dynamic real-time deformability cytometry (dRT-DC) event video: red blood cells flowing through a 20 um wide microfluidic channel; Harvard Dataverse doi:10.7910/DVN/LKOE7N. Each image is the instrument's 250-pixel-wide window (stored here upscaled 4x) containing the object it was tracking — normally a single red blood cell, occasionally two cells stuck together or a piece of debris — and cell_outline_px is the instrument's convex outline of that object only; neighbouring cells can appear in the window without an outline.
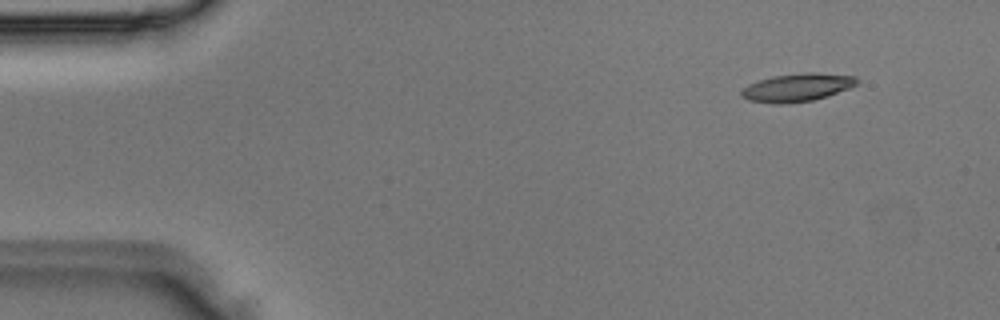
{"species": "Egyptian fruit bat (a non-hibernating species)", "species_latin": "Rousettus aegyptiacus", "temperature_condition": "room temperature", "stored_images_in_passage": 3, "camera_frame_rate_fps": 3000, "um_per_image_px": 0.085, "animal": {"sex": "male"}, "frame": {"image": 1, "passage_image": 3, "time_ms": 0.667, "image_size_px": [1000, 320], "cell_outline_px": [[860, 80], [856, 84], [848, 88], [828, 96], [812, 100], [780, 104], [776, 104], [748, 100], [740, 96], [740, 92], [748, 84], [772, 76], [804, 72], [816, 72], [856, 76]], "centroid_in_image_um": [67.76, 7.42], "position_along_channel_um": 17.2, "area_um2": 18.9}}